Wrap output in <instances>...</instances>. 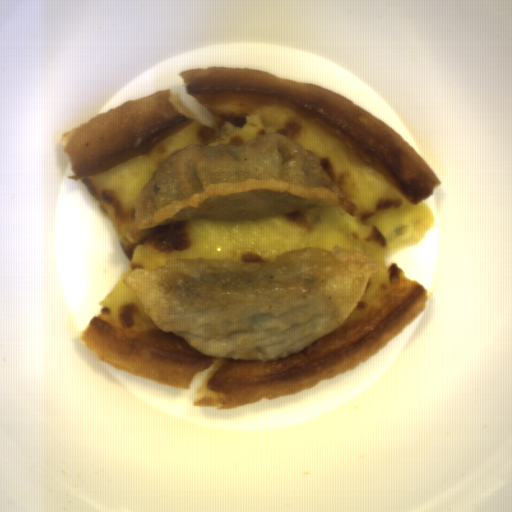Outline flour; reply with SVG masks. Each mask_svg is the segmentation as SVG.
Returning <instances> with one entry per match:
<instances>
[{"label":"flour","instance_id":"flour-1","mask_svg":"<svg viewBox=\"0 0 512 512\" xmlns=\"http://www.w3.org/2000/svg\"><path fill=\"white\" fill-rule=\"evenodd\" d=\"M380 271L366 253L335 244L274 262L175 257L122 280L159 330L204 356L272 363L333 333Z\"/></svg>","mask_w":512,"mask_h":512},{"label":"flour","instance_id":"flour-2","mask_svg":"<svg viewBox=\"0 0 512 512\" xmlns=\"http://www.w3.org/2000/svg\"><path fill=\"white\" fill-rule=\"evenodd\" d=\"M124 235L181 221L254 222L310 209L360 207L331 179L319 156L278 132L242 143L190 144L173 152L138 193Z\"/></svg>","mask_w":512,"mask_h":512}]
</instances>
